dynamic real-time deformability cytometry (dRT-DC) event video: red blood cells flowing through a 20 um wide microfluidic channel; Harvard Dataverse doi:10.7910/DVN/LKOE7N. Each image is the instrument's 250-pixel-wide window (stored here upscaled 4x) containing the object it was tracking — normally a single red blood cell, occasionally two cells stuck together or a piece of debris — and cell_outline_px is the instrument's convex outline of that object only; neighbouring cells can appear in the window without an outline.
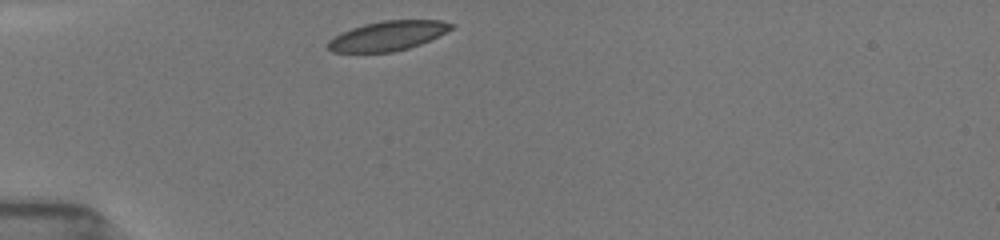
{"species": "common noctule bat (a hibernating species)", "species_latin": "Nyctalus noctula", "temperature_condition": "room temperature", "stored_images_in_passage": 7, "camera_frame_rate_fps": 3000, "um_per_image_px": 0.085, "animal": {"sex": "female", "body_mass_g": 19.5, "forearm_length_mm": 54.1}, "frame": {"image": 1, "passage_image": 1, "time_ms": 0.0, "image_size_px": [1000, 240], "cell_outline_px": [[456, 24], [452, 28], [420, 44], [408, 48], [392, 52], [332, 52], [324, 44], [328, 40], [352, 28], [364, 24], [384, 20], [440, 20]], "centroid_in_image_um": [32.93, 3.04], "position_along_channel_um": 52.1, "area_um2": 20.98}}